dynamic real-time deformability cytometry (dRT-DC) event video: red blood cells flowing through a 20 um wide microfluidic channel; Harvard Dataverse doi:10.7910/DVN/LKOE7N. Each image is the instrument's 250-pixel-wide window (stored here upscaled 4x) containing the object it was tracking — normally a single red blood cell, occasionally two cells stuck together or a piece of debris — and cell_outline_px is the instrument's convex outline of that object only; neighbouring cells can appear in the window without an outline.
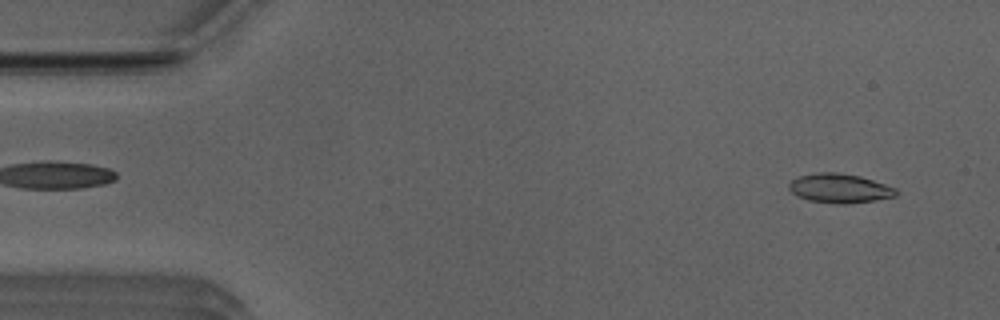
{"species": "Egyptian fruit bat (a non-hibernating species)", "species_latin": "Rousettus aegyptiacus", "temperature_condition": "room temperature", "stored_images_in_passage": 14, "camera_frame_rate_fps": 3000, "um_per_image_px": 0.085, "animal": {"sex": "male"}, "frame": {"image": 1, "passage_image": 3, "time_ms": 0.667, "image_size_px": [1000, 320], "cell_outline_px": [[896, 196], [872, 200], [844, 204], [836, 204], [808, 200], [796, 196], [788, 188], [788, 184], [796, 176], [820, 172], [836, 172], [860, 176], [896, 188]], "centroid_in_image_um": [71.3, 16.0], "position_along_channel_um": 13.7, "area_um2": 18.15}}